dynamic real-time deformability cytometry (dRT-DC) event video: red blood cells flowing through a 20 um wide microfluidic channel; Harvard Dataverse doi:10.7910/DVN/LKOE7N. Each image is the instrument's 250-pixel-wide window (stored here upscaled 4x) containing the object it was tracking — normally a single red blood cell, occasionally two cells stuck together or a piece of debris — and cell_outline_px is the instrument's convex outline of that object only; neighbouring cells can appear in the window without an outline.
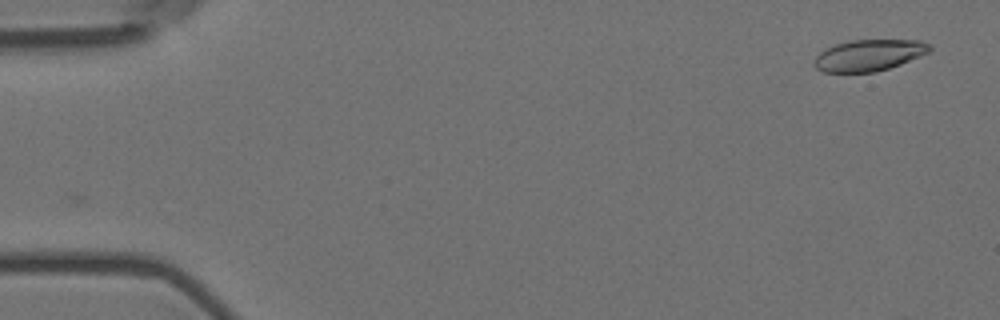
{"species": "Egyptian fruit bat (a non-hibernating species)", "species_latin": "Rousettus aegyptiacus", "temperature_condition": "room temperature", "stored_images_in_passage": 26, "camera_frame_rate_fps": 3000, "um_per_image_px": 0.085, "animal": {"sex": "female"}, "frame": {"image": 1, "passage_image": 1, "time_ms": 0.0, "image_size_px": [1000, 320], "cell_outline_px": [[932, 48], [928, 52], [920, 56], [900, 64], [876, 72], [824, 72], [816, 68], [812, 64], [816, 56], [824, 48], [848, 40], [920, 40], [928, 44]], "centroid_in_image_um": [73.82, 4.69], "position_along_channel_um": 11.2, "area_um2": 21.1}}
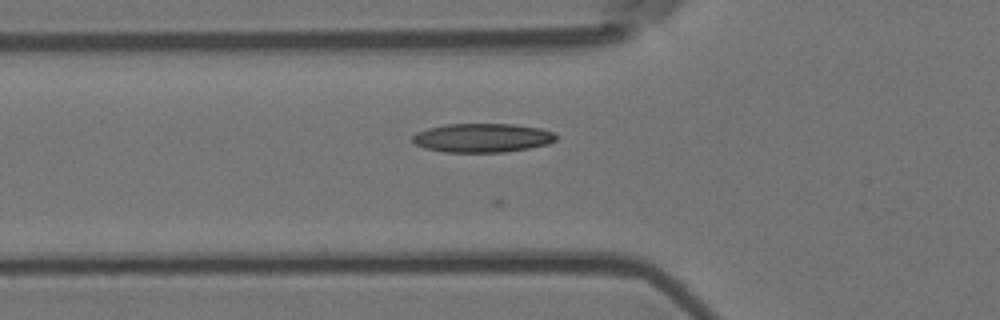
{"frame": {"image": 2, "passage_image": 18, "time_ms": 5.667, "image_size_px": [1000, 320], "cell_outline_px": [[556, 140], [548, 144], [528, 148], [504, 152], [444, 152], [428, 148], [416, 144], [412, 140], [412, 136], [416, 132], [428, 128], [444, 124], [512, 124], [540, 128], [552, 132], [556, 136]], "centroid_in_image_um": [40.99, 11.71], "position_along_channel_um": 84.8, "area_um2": 24.04}}
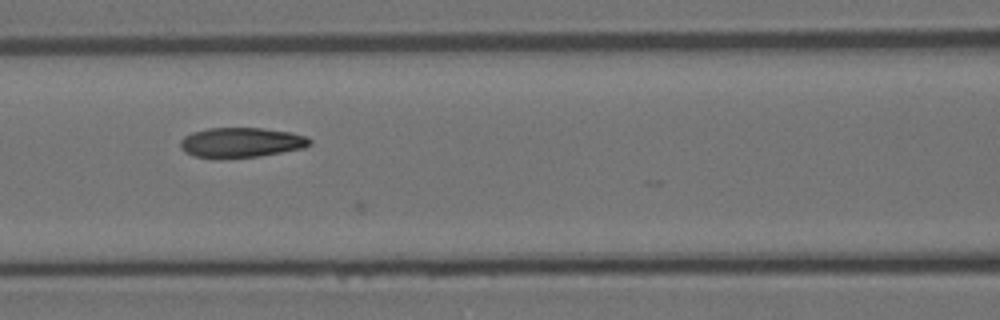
{"frame": {"image": 3, "passage_image": 23, "time_ms": 7.333, "image_size_px": [1000, 320], "cell_outline_px": [[312, 144], [304, 148], [260, 156], [192, 156], [184, 152], [180, 148], [180, 140], [184, 136], [192, 132], [208, 128], [264, 128], [288, 132], [308, 136], [312, 140]], "centroid_in_image_um": [20.53, 12.08], "position_along_channel_um": 146.1, "area_um2": 22.2}}